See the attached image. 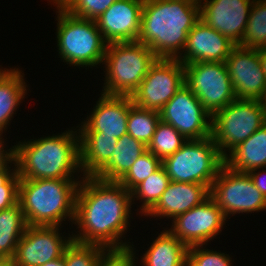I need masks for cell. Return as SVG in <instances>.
Here are the masks:
<instances>
[{
	"label": "cell",
	"mask_w": 266,
	"mask_h": 266,
	"mask_svg": "<svg viewBox=\"0 0 266 266\" xmlns=\"http://www.w3.org/2000/svg\"><path fill=\"white\" fill-rule=\"evenodd\" d=\"M132 205L131 192L119 182L83 177L77 190L73 221L79 231L72 232L73 241L106 249L134 246L121 240L130 227Z\"/></svg>",
	"instance_id": "6da1fadb"
},
{
	"label": "cell",
	"mask_w": 266,
	"mask_h": 266,
	"mask_svg": "<svg viewBox=\"0 0 266 266\" xmlns=\"http://www.w3.org/2000/svg\"><path fill=\"white\" fill-rule=\"evenodd\" d=\"M200 20V5L188 0H144L137 41L158 58H177Z\"/></svg>",
	"instance_id": "7a4b0ae2"
},
{
	"label": "cell",
	"mask_w": 266,
	"mask_h": 266,
	"mask_svg": "<svg viewBox=\"0 0 266 266\" xmlns=\"http://www.w3.org/2000/svg\"><path fill=\"white\" fill-rule=\"evenodd\" d=\"M72 129L14 145L19 178L76 179L81 172L80 134Z\"/></svg>",
	"instance_id": "3957f363"
},
{
	"label": "cell",
	"mask_w": 266,
	"mask_h": 266,
	"mask_svg": "<svg viewBox=\"0 0 266 266\" xmlns=\"http://www.w3.org/2000/svg\"><path fill=\"white\" fill-rule=\"evenodd\" d=\"M81 175L77 179H20L18 202L27 225L61 226L67 219L73 224Z\"/></svg>",
	"instance_id": "277c9868"
},
{
	"label": "cell",
	"mask_w": 266,
	"mask_h": 266,
	"mask_svg": "<svg viewBox=\"0 0 266 266\" xmlns=\"http://www.w3.org/2000/svg\"><path fill=\"white\" fill-rule=\"evenodd\" d=\"M50 2L58 10L56 40L61 60L79 69L80 66L92 68L103 65L108 43L97 28L95 20L76 17L55 0Z\"/></svg>",
	"instance_id": "5b68a950"
},
{
	"label": "cell",
	"mask_w": 266,
	"mask_h": 266,
	"mask_svg": "<svg viewBox=\"0 0 266 266\" xmlns=\"http://www.w3.org/2000/svg\"><path fill=\"white\" fill-rule=\"evenodd\" d=\"M157 58L149 47L138 41L108 43L101 93L131 96Z\"/></svg>",
	"instance_id": "8992f818"
},
{
	"label": "cell",
	"mask_w": 266,
	"mask_h": 266,
	"mask_svg": "<svg viewBox=\"0 0 266 266\" xmlns=\"http://www.w3.org/2000/svg\"><path fill=\"white\" fill-rule=\"evenodd\" d=\"M224 164V157L212 136L188 140L174 154L162 160L170 181L199 183L209 189Z\"/></svg>",
	"instance_id": "52a82bcc"
},
{
	"label": "cell",
	"mask_w": 266,
	"mask_h": 266,
	"mask_svg": "<svg viewBox=\"0 0 266 266\" xmlns=\"http://www.w3.org/2000/svg\"><path fill=\"white\" fill-rule=\"evenodd\" d=\"M265 123L266 109L260 100L235 99L212 116L211 136L225 157Z\"/></svg>",
	"instance_id": "ba28073f"
},
{
	"label": "cell",
	"mask_w": 266,
	"mask_h": 266,
	"mask_svg": "<svg viewBox=\"0 0 266 266\" xmlns=\"http://www.w3.org/2000/svg\"><path fill=\"white\" fill-rule=\"evenodd\" d=\"M210 197L226 218L266 210V198L254 186L249 174L231 170L225 164L212 183Z\"/></svg>",
	"instance_id": "9c48e42d"
},
{
	"label": "cell",
	"mask_w": 266,
	"mask_h": 266,
	"mask_svg": "<svg viewBox=\"0 0 266 266\" xmlns=\"http://www.w3.org/2000/svg\"><path fill=\"white\" fill-rule=\"evenodd\" d=\"M184 69L185 84L211 116L236 99L225 62H195Z\"/></svg>",
	"instance_id": "30bf717a"
},
{
	"label": "cell",
	"mask_w": 266,
	"mask_h": 266,
	"mask_svg": "<svg viewBox=\"0 0 266 266\" xmlns=\"http://www.w3.org/2000/svg\"><path fill=\"white\" fill-rule=\"evenodd\" d=\"M184 85V65L176 58H157L130 97L136 106L159 112Z\"/></svg>",
	"instance_id": "8fae6325"
},
{
	"label": "cell",
	"mask_w": 266,
	"mask_h": 266,
	"mask_svg": "<svg viewBox=\"0 0 266 266\" xmlns=\"http://www.w3.org/2000/svg\"><path fill=\"white\" fill-rule=\"evenodd\" d=\"M160 120L170 124L187 140L211 136L212 116L185 84L159 111Z\"/></svg>",
	"instance_id": "7c38bea8"
},
{
	"label": "cell",
	"mask_w": 266,
	"mask_h": 266,
	"mask_svg": "<svg viewBox=\"0 0 266 266\" xmlns=\"http://www.w3.org/2000/svg\"><path fill=\"white\" fill-rule=\"evenodd\" d=\"M227 218L216 202L207 198L202 204L176 216L168 229L187 247L208 245L213 238L222 232Z\"/></svg>",
	"instance_id": "4fadbf2b"
},
{
	"label": "cell",
	"mask_w": 266,
	"mask_h": 266,
	"mask_svg": "<svg viewBox=\"0 0 266 266\" xmlns=\"http://www.w3.org/2000/svg\"><path fill=\"white\" fill-rule=\"evenodd\" d=\"M60 226H27L18 242L14 261L16 266H42L60 258L73 238L60 233ZM62 235V236H61Z\"/></svg>",
	"instance_id": "5bb4252c"
},
{
	"label": "cell",
	"mask_w": 266,
	"mask_h": 266,
	"mask_svg": "<svg viewBox=\"0 0 266 266\" xmlns=\"http://www.w3.org/2000/svg\"><path fill=\"white\" fill-rule=\"evenodd\" d=\"M236 99L261 100L266 89V74L257 49L236 45L225 60Z\"/></svg>",
	"instance_id": "9a60e30c"
},
{
	"label": "cell",
	"mask_w": 266,
	"mask_h": 266,
	"mask_svg": "<svg viewBox=\"0 0 266 266\" xmlns=\"http://www.w3.org/2000/svg\"><path fill=\"white\" fill-rule=\"evenodd\" d=\"M253 1L203 0L200 4V19L239 45L246 30Z\"/></svg>",
	"instance_id": "2e32d148"
},
{
	"label": "cell",
	"mask_w": 266,
	"mask_h": 266,
	"mask_svg": "<svg viewBox=\"0 0 266 266\" xmlns=\"http://www.w3.org/2000/svg\"><path fill=\"white\" fill-rule=\"evenodd\" d=\"M100 94L93 111L76 128H79V132H102L103 135L120 139L127 134V118L133 103L132 98L126 95Z\"/></svg>",
	"instance_id": "e0dca14e"
},
{
	"label": "cell",
	"mask_w": 266,
	"mask_h": 266,
	"mask_svg": "<svg viewBox=\"0 0 266 266\" xmlns=\"http://www.w3.org/2000/svg\"><path fill=\"white\" fill-rule=\"evenodd\" d=\"M144 0H116L95 22L107 43L137 41Z\"/></svg>",
	"instance_id": "ac0fdd59"
},
{
	"label": "cell",
	"mask_w": 266,
	"mask_h": 266,
	"mask_svg": "<svg viewBox=\"0 0 266 266\" xmlns=\"http://www.w3.org/2000/svg\"><path fill=\"white\" fill-rule=\"evenodd\" d=\"M235 46L228 37L207 26L200 19L188 33L184 49L176 59L183 65L195 62H225Z\"/></svg>",
	"instance_id": "d6986e66"
},
{
	"label": "cell",
	"mask_w": 266,
	"mask_h": 266,
	"mask_svg": "<svg viewBox=\"0 0 266 266\" xmlns=\"http://www.w3.org/2000/svg\"><path fill=\"white\" fill-rule=\"evenodd\" d=\"M210 197V189L199 183L170 181L158 202L144 215L174 219L202 204Z\"/></svg>",
	"instance_id": "ffe728a7"
},
{
	"label": "cell",
	"mask_w": 266,
	"mask_h": 266,
	"mask_svg": "<svg viewBox=\"0 0 266 266\" xmlns=\"http://www.w3.org/2000/svg\"><path fill=\"white\" fill-rule=\"evenodd\" d=\"M80 168L84 177H95L111 160L118 139L102 132H79Z\"/></svg>",
	"instance_id": "44dd1931"
},
{
	"label": "cell",
	"mask_w": 266,
	"mask_h": 266,
	"mask_svg": "<svg viewBox=\"0 0 266 266\" xmlns=\"http://www.w3.org/2000/svg\"><path fill=\"white\" fill-rule=\"evenodd\" d=\"M231 170L248 173L266 168V123L224 157Z\"/></svg>",
	"instance_id": "7402d4cb"
},
{
	"label": "cell",
	"mask_w": 266,
	"mask_h": 266,
	"mask_svg": "<svg viewBox=\"0 0 266 266\" xmlns=\"http://www.w3.org/2000/svg\"><path fill=\"white\" fill-rule=\"evenodd\" d=\"M188 247L164 229L141 256L142 266H186Z\"/></svg>",
	"instance_id": "603a6c76"
},
{
	"label": "cell",
	"mask_w": 266,
	"mask_h": 266,
	"mask_svg": "<svg viewBox=\"0 0 266 266\" xmlns=\"http://www.w3.org/2000/svg\"><path fill=\"white\" fill-rule=\"evenodd\" d=\"M25 74L18 68L8 69L0 77V131L5 132L11 124L18 105L27 94V85L24 78ZM8 126V127H7Z\"/></svg>",
	"instance_id": "cb8c5ba5"
},
{
	"label": "cell",
	"mask_w": 266,
	"mask_h": 266,
	"mask_svg": "<svg viewBox=\"0 0 266 266\" xmlns=\"http://www.w3.org/2000/svg\"><path fill=\"white\" fill-rule=\"evenodd\" d=\"M147 150V146L129 134L118 139L110 162L95 176L104 181H119L135 160Z\"/></svg>",
	"instance_id": "d4e9b609"
},
{
	"label": "cell",
	"mask_w": 266,
	"mask_h": 266,
	"mask_svg": "<svg viewBox=\"0 0 266 266\" xmlns=\"http://www.w3.org/2000/svg\"><path fill=\"white\" fill-rule=\"evenodd\" d=\"M27 226L19 202L0 211V258H14Z\"/></svg>",
	"instance_id": "484cf974"
},
{
	"label": "cell",
	"mask_w": 266,
	"mask_h": 266,
	"mask_svg": "<svg viewBox=\"0 0 266 266\" xmlns=\"http://www.w3.org/2000/svg\"><path fill=\"white\" fill-rule=\"evenodd\" d=\"M169 183L170 178L164 167L161 166L131 191L133 203L135 200L142 202L139 208L141 216L145 215L158 202Z\"/></svg>",
	"instance_id": "4316f807"
},
{
	"label": "cell",
	"mask_w": 266,
	"mask_h": 266,
	"mask_svg": "<svg viewBox=\"0 0 266 266\" xmlns=\"http://www.w3.org/2000/svg\"><path fill=\"white\" fill-rule=\"evenodd\" d=\"M239 46L257 50L266 48V0L253 1Z\"/></svg>",
	"instance_id": "83f0119b"
},
{
	"label": "cell",
	"mask_w": 266,
	"mask_h": 266,
	"mask_svg": "<svg viewBox=\"0 0 266 266\" xmlns=\"http://www.w3.org/2000/svg\"><path fill=\"white\" fill-rule=\"evenodd\" d=\"M159 121L158 111L144 109L132 103L127 118V134L148 146Z\"/></svg>",
	"instance_id": "f1b7e54d"
},
{
	"label": "cell",
	"mask_w": 266,
	"mask_h": 266,
	"mask_svg": "<svg viewBox=\"0 0 266 266\" xmlns=\"http://www.w3.org/2000/svg\"><path fill=\"white\" fill-rule=\"evenodd\" d=\"M188 140L173 126L160 120L156 126L147 150L163 160L174 154Z\"/></svg>",
	"instance_id": "f546056e"
},
{
	"label": "cell",
	"mask_w": 266,
	"mask_h": 266,
	"mask_svg": "<svg viewBox=\"0 0 266 266\" xmlns=\"http://www.w3.org/2000/svg\"><path fill=\"white\" fill-rule=\"evenodd\" d=\"M162 166V160L146 150L135 160L129 171L118 181L128 191L147 179Z\"/></svg>",
	"instance_id": "4dcf8cb0"
},
{
	"label": "cell",
	"mask_w": 266,
	"mask_h": 266,
	"mask_svg": "<svg viewBox=\"0 0 266 266\" xmlns=\"http://www.w3.org/2000/svg\"><path fill=\"white\" fill-rule=\"evenodd\" d=\"M106 250L103 246L73 241L66 247L63 256L66 266H97Z\"/></svg>",
	"instance_id": "1f68e13d"
},
{
	"label": "cell",
	"mask_w": 266,
	"mask_h": 266,
	"mask_svg": "<svg viewBox=\"0 0 266 266\" xmlns=\"http://www.w3.org/2000/svg\"><path fill=\"white\" fill-rule=\"evenodd\" d=\"M68 13L83 19L96 20L116 0H55Z\"/></svg>",
	"instance_id": "d6a6232c"
},
{
	"label": "cell",
	"mask_w": 266,
	"mask_h": 266,
	"mask_svg": "<svg viewBox=\"0 0 266 266\" xmlns=\"http://www.w3.org/2000/svg\"><path fill=\"white\" fill-rule=\"evenodd\" d=\"M203 247L204 245L188 247L186 266H232L229 254Z\"/></svg>",
	"instance_id": "836d02e7"
},
{
	"label": "cell",
	"mask_w": 266,
	"mask_h": 266,
	"mask_svg": "<svg viewBox=\"0 0 266 266\" xmlns=\"http://www.w3.org/2000/svg\"><path fill=\"white\" fill-rule=\"evenodd\" d=\"M135 249L132 246L123 249H106L99 258L97 266H137Z\"/></svg>",
	"instance_id": "e575fe53"
},
{
	"label": "cell",
	"mask_w": 266,
	"mask_h": 266,
	"mask_svg": "<svg viewBox=\"0 0 266 266\" xmlns=\"http://www.w3.org/2000/svg\"><path fill=\"white\" fill-rule=\"evenodd\" d=\"M0 168V189H19L17 167Z\"/></svg>",
	"instance_id": "d590c367"
},
{
	"label": "cell",
	"mask_w": 266,
	"mask_h": 266,
	"mask_svg": "<svg viewBox=\"0 0 266 266\" xmlns=\"http://www.w3.org/2000/svg\"><path fill=\"white\" fill-rule=\"evenodd\" d=\"M4 132L0 131V168L4 167H17L15 161V146L4 150L5 140L2 138ZM10 164V166H9ZM13 164V166H12Z\"/></svg>",
	"instance_id": "8d00e7d4"
},
{
	"label": "cell",
	"mask_w": 266,
	"mask_h": 266,
	"mask_svg": "<svg viewBox=\"0 0 266 266\" xmlns=\"http://www.w3.org/2000/svg\"><path fill=\"white\" fill-rule=\"evenodd\" d=\"M19 189H0V211L18 203Z\"/></svg>",
	"instance_id": "74e56055"
},
{
	"label": "cell",
	"mask_w": 266,
	"mask_h": 266,
	"mask_svg": "<svg viewBox=\"0 0 266 266\" xmlns=\"http://www.w3.org/2000/svg\"><path fill=\"white\" fill-rule=\"evenodd\" d=\"M255 169L250 172H248L252 182L254 183V186L263 194V196L266 198V169Z\"/></svg>",
	"instance_id": "f35d334b"
},
{
	"label": "cell",
	"mask_w": 266,
	"mask_h": 266,
	"mask_svg": "<svg viewBox=\"0 0 266 266\" xmlns=\"http://www.w3.org/2000/svg\"><path fill=\"white\" fill-rule=\"evenodd\" d=\"M42 266H66L65 261H64V256L48 261Z\"/></svg>",
	"instance_id": "ab89813d"
},
{
	"label": "cell",
	"mask_w": 266,
	"mask_h": 266,
	"mask_svg": "<svg viewBox=\"0 0 266 266\" xmlns=\"http://www.w3.org/2000/svg\"><path fill=\"white\" fill-rule=\"evenodd\" d=\"M258 52L262 69L266 74V48L258 49Z\"/></svg>",
	"instance_id": "60d3db41"
},
{
	"label": "cell",
	"mask_w": 266,
	"mask_h": 266,
	"mask_svg": "<svg viewBox=\"0 0 266 266\" xmlns=\"http://www.w3.org/2000/svg\"><path fill=\"white\" fill-rule=\"evenodd\" d=\"M0 266H16L14 258H0Z\"/></svg>",
	"instance_id": "b9f144b4"
},
{
	"label": "cell",
	"mask_w": 266,
	"mask_h": 266,
	"mask_svg": "<svg viewBox=\"0 0 266 266\" xmlns=\"http://www.w3.org/2000/svg\"><path fill=\"white\" fill-rule=\"evenodd\" d=\"M262 105L265 107L266 109V89H265V92H264V95H263V98L260 100Z\"/></svg>",
	"instance_id": "7bdbcfd3"
},
{
	"label": "cell",
	"mask_w": 266,
	"mask_h": 266,
	"mask_svg": "<svg viewBox=\"0 0 266 266\" xmlns=\"http://www.w3.org/2000/svg\"><path fill=\"white\" fill-rule=\"evenodd\" d=\"M188 1L200 5V4L202 3L203 0H188Z\"/></svg>",
	"instance_id": "ee69618b"
},
{
	"label": "cell",
	"mask_w": 266,
	"mask_h": 266,
	"mask_svg": "<svg viewBox=\"0 0 266 266\" xmlns=\"http://www.w3.org/2000/svg\"><path fill=\"white\" fill-rule=\"evenodd\" d=\"M8 70V68L3 69V67H1L0 69V77Z\"/></svg>",
	"instance_id": "f6af8a7d"
}]
</instances>
